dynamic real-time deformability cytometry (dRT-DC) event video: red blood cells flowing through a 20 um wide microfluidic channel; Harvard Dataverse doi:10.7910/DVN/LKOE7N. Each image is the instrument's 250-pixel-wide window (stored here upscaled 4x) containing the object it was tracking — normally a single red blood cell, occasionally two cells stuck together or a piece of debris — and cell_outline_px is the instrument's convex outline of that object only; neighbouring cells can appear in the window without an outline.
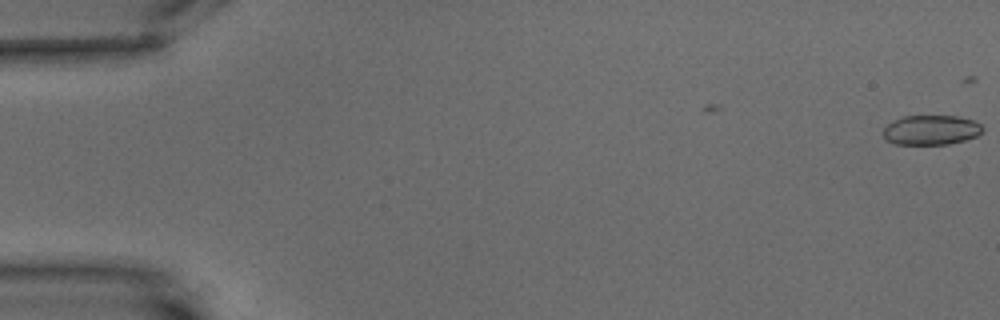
{"species": "common noctule bat (a hibernating species)", "species_latin": "Nyctalus noctula", "temperature_condition": "warm", "stored_images_in_passage": 11, "camera_frame_rate_fps": 3000, "um_per_image_px": 0.085, "animal": {"sex": "male", "body_mass_g": 15.6}, "frame": {"image": 1, "passage_image": 1, "time_ms": 0.0, "image_size_px": [1000, 320], "cell_outline_px": [[984, 128], [976, 136], [964, 140], [948, 144], [896, 144], [888, 140], [884, 136], [884, 128], [888, 124], [904, 116], [956, 116], [972, 120], [980, 124]], "centroid_in_image_um": [79.15, 11.05], "position_along_channel_um": 5.8, "area_um2": 16.88}}